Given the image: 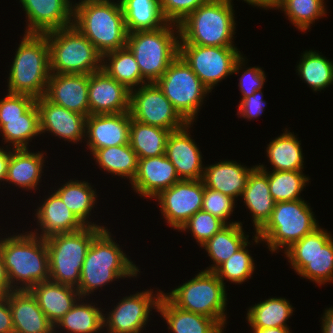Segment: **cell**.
<instances>
[{"mask_svg": "<svg viewBox=\"0 0 333 333\" xmlns=\"http://www.w3.org/2000/svg\"><path fill=\"white\" fill-rule=\"evenodd\" d=\"M73 4V24L103 56L126 47L128 31L120 0H80Z\"/></svg>", "mask_w": 333, "mask_h": 333, "instance_id": "1", "label": "cell"}, {"mask_svg": "<svg viewBox=\"0 0 333 333\" xmlns=\"http://www.w3.org/2000/svg\"><path fill=\"white\" fill-rule=\"evenodd\" d=\"M37 236L27 232L0 240V253L12 290H30L49 281L48 248L45 239Z\"/></svg>", "mask_w": 333, "mask_h": 333, "instance_id": "2", "label": "cell"}, {"mask_svg": "<svg viewBox=\"0 0 333 333\" xmlns=\"http://www.w3.org/2000/svg\"><path fill=\"white\" fill-rule=\"evenodd\" d=\"M138 272V267L112 240L108 229H103L92 240L86 253L77 290L83 298L106 283L122 277L136 276Z\"/></svg>", "mask_w": 333, "mask_h": 333, "instance_id": "3", "label": "cell"}, {"mask_svg": "<svg viewBox=\"0 0 333 333\" xmlns=\"http://www.w3.org/2000/svg\"><path fill=\"white\" fill-rule=\"evenodd\" d=\"M50 74L46 35L25 33L12 62L8 92L38 99L45 96Z\"/></svg>", "mask_w": 333, "mask_h": 333, "instance_id": "4", "label": "cell"}, {"mask_svg": "<svg viewBox=\"0 0 333 333\" xmlns=\"http://www.w3.org/2000/svg\"><path fill=\"white\" fill-rule=\"evenodd\" d=\"M232 0H210L178 24L179 44L235 47V17Z\"/></svg>", "mask_w": 333, "mask_h": 333, "instance_id": "5", "label": "cell"}, {"mask_svg": "<svg viewBox=\"0 0 333 333\" xmlns=\"http://www.w3.org/2000/svg\"><path fill=\"white\" fill-rule=\"evenodd\" d=\"M174 26L178 31L173 29ZM174 33H178L177 36ZM178 37L179 26L170 22L156 30L128 33L126 47L132 52L141 76L148 83H155L179 56Z\"/></svg>", "mask_w": 333, "mask_h": 333, "instance_id": "6", "label": "cell"}, {"mask_svg": "<svg viewBox=\"0 0 333 333\" xmlns=\"http://www.w3.org/2000/svg\"><path fill=\"white\" fill-rule=\"evenodd\" d=\"M44 34L51 73L91 74L102 69V55L74 25Z\"/></svg>", "mask_w": 333, "mask_h": 333, "instance_id": "7", "label": "cell"}, {"mask_svg": "<svg viewBox=\"0 0 333 333\" xmlns=\"http://www.w3.org/2000/svg\"><path fill=\"white\" fill-rule=\"evenodd\" d=\"M103 229V226H85L75 232L45 238L49 253V280L77 288L86 253L92 240Z\"/></svg>", "mask_w": 333, "mask_h": 333, "instance_id": "8", "label": "cell"}, {"mask_svg": "<svg viewBox=\"0 0 333 333\" xmlns=\"http://www.w3.org/2000/svg\"><path fill=\"white\" fill-rule=\"evenodd\" d=\"M310 206L304 200L277 202L270 219L255 234V243L265 241L270 251L288 249L294 242L319 227Z\"/></svg>", "mask_w": 333, "mask_h": 333, "instance_id": "9", "label": "cell"}, {"mask_svg": "<svg viewBox=\"0 0 333 333\" xmlns=\"http://www.w3.org/2000/svg\"><path fill=\"white\" fill-rule=\"evenodd\" d=\"M225 286L214 271H201L183 285L163 295L178 308L213 318L223 328L226 324Z\"/></svg>", "mask_w": 333, "mask_h": 333, "instance_id": "10", "label": "cell"}, {"mask_svg": "<svg viewBox=\"0 0 333 333\" xmlns=\"http://www.w3.org/2000/svg\"><path fill=\"white\" fill-rule=\"evenodd\" d=\"M284 251L301 277L319 285L333 281V238L320 226Z\"/></svg>", "mask_w": 333, "mask_h": 333, "instance_id": "11", "label": "cell"}, {"mask_svg": "<svg viewBox=\"0 0 333 333\" xmlns=\"http://www.w3.org/2000/svg\"><path fill=\"white\" fill-rule=\"evenodd\" d=\"M155 83L187 123L194 122L204 97L211 92L180 55Z\"/></svg>", "mask_w": 333, "mask_h": 333, "instance_id": "12", "label": "cell"}, {"mask_svg": "<svg viewBox=\"0 0 333 333\" xmlns=\"http://www.w3.org/2000/svg\"><path fill=\"white\" fill-rule=\"evenodd\" d=\"M179 55L210 91L228 75L238 74L245 61L237 47L179 44Z\"/></svg>", "mask_w": 333, "mask_h": 333, "instance_id": "13", "label": "cell"}, {"mask_svg": "<svg viewBox=\"0 0 333 333\" xmlns=\"http://www.w3.org/2000/svg\"><path fill=\"white\" fill-rule=\"evenodd\" d=\"M139 86L137 90L130 91L129 113L132 119L170 132L187 124L156 83Z\"/></svg>", "mask_w": 333, "mask_h": 333, "instance_id": "14", "label": "cell"}, {"mask_svg": "<svg viewBox=\"0 0 333 333\" xmlns=\"http://www.w3.org/2000/svg\"><path fill=\"white\" fill-rule=\"evenodd\" d=\"M203 196L202 180H180L155 198L167 223L180 231L190 217L202 210Z\"/></svg>", "mask_w": 333, "mask_h": 333, "instance_id": "15", "label": "cell"}, {"mask_svg": "<svg viewBox=\"0 0 333 333\" xmlns=\"http://www.w3.org/2000/svg\"><path fill=\"white\" fill-rule=\"evenodd\" d=\"M162 294L159 291L156 297L147 290L124 297L107 318L104 315V327L108 333H139L147 324L151 308L158 309Z\"/></svg>", "mask_w": 333, "mask_h": 333, "instance_id": "16", "label": "cell"}, {"mask_svg": "<svg viewBox=\"0 0 333 333\" xmlns=\"http://www.w3.org/2000/svg\"><path fill=\"white\" fill-rule=\"evenodd\" d=\"M89 115L129 112L130 90L103 69L89 75Z\"/></svg>", "mask_w": 333, "mask_h": 333, "instance_id": "17", "label": "cell"}, {"mask_svg": "<svg viewBox=\"0 0 333 333\" xmlns=\"http://www.w3.org/2000/svg\"><path fill=\"white\" fill-rule=\"evenodd\" d=\"M28 26L25 33L44 34L73 24L70 0H20Z\"/></svg>", "mask_w": 333, "mask_h": 333, "instance_id": "18", "label": "cell"}, {"mask_svg": "<svg viewBox=\"0 0 333 333\" xmlns=\"http://www.w3.org/2000/svg\"><path fill=\"white\" fill-rule=\"evenodd\" d=\"M90 74H50L45 97L53 104L84 116L89 115Z\"/></svg>", "mask_w": 333, "mask_h": 333, "instance_id": "19", "label": "cell"}, {"mask_svg": "<svg viewBox=\"0 0 333 333\" xmlns=\"http://www.w3.org/2000/svg\"><path fill=\"white\" fill-rule=\"evenodd\" d=\"M191 123L171 131L166 141L165 155L175 166L180 180H202V155L188 131ZM189 132V133H188Z\"/></svg>", "mask_w": 333, "mask_h": 333, "instance_id": "20", "label": "cell"}, {"mask_svg": "<svg viewBox=\"0 0 333 333\" xmlns=\"http://www.w3.org/2000/svg\"><path fill=\"white\" fill-rule=\"evenodd\" d=\"M39 110L40 133L49 131L69 142L82 141L87 116L53 104L45 96L36 99Z\"/></svg>", "mask_w": 333, "mask_h": 333, "instance_id": "21", "label": "cell"}, {"mask_svg": "<svg viewBox=\"0 0 333 333\" xmlns=\"http://www.w3.org/2000/svg\"><path fill=\"white\" fill-rule=\"evenodd\" d=\"M130 124L129 112L88 115L85 135L91 153L104 147L128 144Z\"/></svg>", "mask_w": 333, "mask_h": 333, "instance_id": "22", "label": "cell"}, {"mask_svg": "<svg viewBox=\"0 0 333 333\" xmlns=\"http://www.w3.org/2000/svg\"><path fill=\"white\" fill-rule=\"evenodd\" d=\"M178 181L175 166L164 154L139 158L136 176L130 183L140 196L155 198Z\"/></svg>", "mask_w": 333, "mask_h": 333, "instance_id": "23", "label": "cell"}, {"mask_svg": "<svg viewBox=\"0 0 333 333\" xmlns=\"http://www.w3.org/2000/svg\"><path fill=\"white\" fill-rule=\"evenodd\" d=\"M7 298L12 312L14 333L56 332L29 290H12L7 294Z\"/></svg>", "mask_w": 333, "mask_h": 333, "instance_id": "24", "label": "cell"}, {"mask_svg": "<svg viewBox=\"0 0 333 333\" xmlns=\"http://www.w3.org/2000/svg\"><path fill=\"white\" fill-rule=\"evenodd\" d=\"M245 205L252 213L256 233L270 219L275 201L270 194L267 169L257 165L248 175L242 196Z\"/></svg>", "mask_w": 333, "mask_h": 333, "instance_id": "25", "label": "cell"}, {"mask_svg": "<svg viewBox=\"0 0 333 333\" xmlns=\"http://www.w3.org/2000/svg\"><path fill=\"white\" fill-rule=\"evenodd\" d=\"M29 291L53 325L81 299L76 287L55 283L50 280L34 285Z\"/></svg>", "mask_w": 333, "mask_h": 333, "instance_id": "26", "label": "cell"}, {"mask_svg": "<svg viewBox=\"0 0 333 333\" xmlns=\"http://www.w3.org/2000/svg\"><path fill=\"white\" fill-rule=\"evenodd\" d=\"M255 167L247 168L236 161H222L205 167L202 181L205 187L235 199L242 196L248 175Z\"/></svg>", "mask_w": 333, "mask_h": 333, "instance_id": "27", "label": "cell"}, {"mask_svg": "<svg viewBox=\"0 0 333 333\" xmlns=\"http://www.w3.org/2000/svg\"><path fill=\"white\" fill-rule=\"evenodd\" d=\"M36 217L42 229L40 237L44 239L55 234L75 232L85 227L56 192L45 199L42 206L37 209Z\"/></svg>", "mask_w": 333, "mask_h": 333, "instance_id": "28", "label": "cell"}, {"mask_svg": "<svg viewBox=\"0 0 333 333\" xmlns=\"http://www.w3.org/2000/svg\"><path fill=\"white\" fill-rule=\"evenodd\" d=\"M157 312L173 333H222L223 327L213 318L196 314L173 305L163 294Z\"/></svg>", "mask_w": 333, "mask_h": 333, "instance_id": "29", "label": "cell"}, {"mask_svg": "<svg viewBox=\"0 0 333 333\" xmlns=\"http://www.w3.org/2000/svg\"><path fill=\"white\" fill-rule=\"evenodd\" d=\"M43 157L42 153L30 152L28 148L10 151L5 181L27 190L37 189L43 172Z\"/></svg>", "mask_w": 333, "mask_h": 333, "instance_id": "30", "label": "cell"}, {"mask_svg": "<svg viewBox=\"0 0 333 333\" xmlns=\"http://www.w3.org/2000/svg\"><path fill=\"white\" fill-rule=\"evenodd\" d=\"M128 33L156 30L168 21L159 0H120Z\"/></svg>", "mask_w": 333, "mask_h": 333, "instance_id": "31", "label": "cell"}, {"mask_svg": "<svg viewBox=\"0 0 333 333\" xmlns=\"http://www.w3.org/2000/svg\"><path fill=\"white\" fill-rule=\"evenodd\" d=\"M247 237L249 236L243 232L241 222L226 224L212 238L200 246L208 252L211 260L214 262V265L205 270L215 271L248 241Z\"/></svg>", "mask_w": 333, "mask_h": 333, "instance_id": "32", "label": "cell"}, {"mask_svg": "<svg viewBox=\"0 0 333 333\" xmlns=\"http://www.w3.org/2000/svg\"><path fill=\"white\" fill-rule=\"evenodd\" d=\"M170 131L158 126L141 123L131 118L129 144L139 158L165 154Z\"/></svg>", "mask_w": 333, "mask_h": 333, "instance_id": "33", "label": "cell"}, {"mask_svg": "<svg viewBox=\"0 0 333 333\" xmlns=\"http://www.w3.org/2000/svg\"><path fill=\"white\" fill-rule=\"evenodd\" d=\"M105 60L106 62H104ZM102 61V69L128 90L131 91L139 84H147L141 76L136 59L127 47L106 53L102 56Z\"/></svg>", "mask_w": 333, "mask_h": 333, "instance_id": "34", "label": "cell"}, {"mask_svg": "<svg viewBox=\"0 0 333 333\" xmlns=\"http://www.w3.org/2000/svg\"><path fill=\"white\" fill-rule=\"evenodd\" d=\"M301 143L288 130L272 140L266 151L272 171H300L303 169V154Z\"/></svg>", "mask_w": 333, "mask_h": 333, "instance_id": "35", "label": "cell"}, {"mask_svg": "<svg viewBox=\"0 0 333 333\" xmlns=\"http://www.w3.org/2000/svg\"><path fill=\"white\" fill-rule=\"evenodd\" d=\"M93 158L100 168L111 174L127 177L132 182L138 170V156L130 144L104 147L95 150Z\"/></svg>", "mask_w": 333, "mask_h": 333, "instance_id": "36", "label": "cell"}, {"mask_svg": "<svg viewBox=\"0 0 333 333\" xmlns=\"http://www.w3.org/2000/svg\"><path fill=\"white\" fill-rule=\"evenodd\" d=\"M55 192L85 226L101 227L87 220L97 198L96 190L88 182L70 180Z\"/></svg>", "mask_w": 333, "mask_h": 333, "instance_id": "37", "label": "cell"}, {"mask_svg": "<svg viewBox=\"0 0 333 333\" xmlns=\"http://www.w3.org/2000/svg\"><path fill=\"white\" fill-rule=\"evenodd\" d=\"M293 306L285 298H269L248 309L247 320L252 328L287 327Z\"/></svg>", "mask_w": 333, "mask_h": 333, "instance_id": "38", "label": "cell"}, {"mask_svg": "<svg viewBox=\"0 0 333 333\" xmlns=\"http://www.w3.org/2000/svg\"><path fill=\"white\" fill-rule=\"evenodd\" d=\"M0 129L4 142L12 143L13 149L28 148V141L41 134L37 104L21 115V118L0 119Z\"/></svg>", "mask_w": 333, "mask_h": 333, "instance_id": "39", "label": "cell"}, {"mask_svg": "<svg viewBox=\"0 0 333 333\" xmlns=\"http://www.w3.org/2000/svg\"><path fill=\"white\" fill-rule=\"evenodd\" d=\"M103 318L104 314L95 305L76 302L54 328L62 326L70 333H97L104 327Z\"/></svg>", "mask_w": 333, "mask_h": 333, "instance_id": "40", "label": "cell"}, {"mask_svg": "<svg viewBox=\"0 0 333 333\" xmlns=\"http://www.w3.org/2000/svg\"><path fill=\"white\" fill-rule=\"evenodd\" d=\"M297 72L314 91L324 90L333 83V63L316 51H306L302 55Z\"/></svg>", "mask_w": 333, "mask_h": 333, "instance_id": "41", "label": "cell"}, {"mask_svg": "<svg viewBox=\"0 0 333 333\" xmlns=\"http://www.w3.org/2000/svg\"><path fill=\"white\" fill-rule=\"evenodd\" d=\"M270 194L275 203L300 200L309 178L300 171H267Z\"/></svg>", "mask_w": 333, "mask_h": 333, "instance_id": "42", "label": "cell"}, {"mask_svg": "<svg viewBox=\"0 0 333 333\" xmlns=\"http://www.w3.org/2000/svg\"><path fill=\"white\" fill-rule=\"evenodd\" d=\"M279 8L301 31L309 29L310 24L326 14L324 0H282Z\"/></svg>", "mask_w": 333, "mask_h": 333, "instance_id": "43", "label": "cell"}, {"mask_svg": "<svg viewBox=\"0 0 333 333\" xmlns=\"http://www.w3.org/2000/svg\"><path fill=\"white\" fill-rule=\"evenodd\" d=\"M250 242H246L239 248L231 257L223 262L214 272L225 286L224 279L232 283L245 282L249 277L251 278L255 269L253 258L246 249Z\"/></svg>", "mask_w": 333, "mask_h": 333, "instance_id": "44", "label": "cell"}, {"mask_svg": "<svg viewBox=\"0 0 333 333\" xmlns=\"http://www.w3.org/2000/svg\"><path fill=\"white\" fill-rule=\"evenodd\" d=\"M226 224L203 210L197 211L189 220L180 228L181 231L189 229L199 245H203L212 238Z\"/></svg>", "mask_w": 333, "mask_h": 333, "instance_id": "45", "label": "cell"}, {"mask_svg": "<svg viewBox=\"0 0 333 333\" xmlns=\"http://www.w3.org/2000/svg\"><path fill=\"white\" fill-rule=\"evenodd\" d=\"M235 199L219 191L204 186L202 210L216 216L225 224L226 220L233 213Z\"/></svg>", "mask_w": 333, "mask_h": 333, "instance_id": "46", "label": "cell"}, {"mask_svg": "<svg viewBox=\"0 0 333 333\" xmlns=\"http://www.w3.org/2000/svg\"><path fill=\"white\" fill-rule=\"evenodd\" d=\"M210 0H159L165 19L174 24L182 22L189 14Z\"/></svg>", "mask_w": 333, "mask_h": 333, "instance_id": "47", "label": "cell"}, {"mask_svg": "<svg viewBox=\"0 0 333 333\" xmlns=\"http://www.w3.org/2000/svg\"><path fill=\"white\" fill-rule=\"evenodd\" d=\"M35 103L36 99L31 96L8 92L0 100V119L21 118Z\"/></svg>", "mask_w": 333, "mask_h": 333, "instance_id": "48", "label": "cell"}, {"mask_svg": "<svg viewBox=\"0 0 333 333\" xmlns=\"http://www.w3.org/2000/svg\"><path fill=\"white\" fill-rule=\"evenodd\" d=\"M266 76L260 67H249L243 71L240 78L239 87L242 93V99L254 94L256 90L263 88Z\"/></svg>", "mask_w": 333, "mask_h": 333, "instance_id": "49", "label": "cell"}, {"mask_svg": "<svg viewBox=\"0 0 333 333\" xmlns=\"http://www.w3.org/2000/svg\"><path fill=\"white\" fill-rule=\"evenodd\" d=\"M263 94L260 90H256L254 94L246 97L245 99H241L240 104L238 106V113L244 118H248L249 120L256 118L262 115L263 109L266 105V101L262 99Z\"/></svg>", "mask_w": 333, "mask_h": 333, "instance_id": "50", "label": "cell"}, {"mask_svg": "<svg viewBox=\"0 0 333 333\" xmlns=\"http://www.w3.org/2000/svg\"><path fill=\"white\" fill-rule=\"evenodd\" d=\"M0 333H14L12 312L7 295L0 296Z\"/></svg>", "mask_w": 333, "mask_h": 333, "instance_id": "51", "label": "cell"}, {"mask_svg": "<svg viewBox=\"0 0 333 333\" xmlns=\"http://www.w3.org/2000/svg\"><path fill=\"white\" fill-rule=\"evenodd\" d=\"M10 291H12V289L10 286L4 261L0 253V296H5Z\"/></svg>", "mask_w": 333, "mask_h": 333, "instance_id": "52", "label": "cell"}, {"mask_svg": "<svg viewBox=\"0 0 333 333\" xmlns=\"http://www.w3.org/2000/svg\"><path fill=\"white\" fill-rule=\"evenodd\" d=\"M322 333H333V308L325 310L322 318Z\"/></svg>", "mask_w": 333, "mask_h": 333, "instance_id": "53", "label": "cell"}, {"mask_svg": "<svg viewBox=\"0 0 333 333\" xmlns=\"http://www.w3.org/2000/svg\"><path fill=\"white\" fill-rule=\"evenodd\" d=\"M10 159V151L0 148V181H5L7 175V165Z\"/></svg>", "mask_w": 333, "mask_h": 333, "instance_id": "54", "label": "cell"}, {"mask_svg": "<svg viewBox=\"0 0 333 333\" xmlns=\"http://www.w3.org/2000/svg\"><path fill=\"white\" fill-rule=\"evenodd\" d=\"M249 5H254L262 8H274L276 9L282 2V0H244Z\"/></svg>", "mask_w": 333, "mask_h": 333, "instance_id": "55", "label": "cell"}, {"mask_svg": "<svg viewBox=\"0 0 333 333\" xmlns=\"http://www.w3.org/2000/svg\"><path fill=\"white\" fill-rule=\"evenodd\" d=\"M254 333H290L288 327L252 328Z\"/></svg>", "mask_w": 333, "mask_h": 333, "instance_id": "56", "label": "cell"}]
</instances>
